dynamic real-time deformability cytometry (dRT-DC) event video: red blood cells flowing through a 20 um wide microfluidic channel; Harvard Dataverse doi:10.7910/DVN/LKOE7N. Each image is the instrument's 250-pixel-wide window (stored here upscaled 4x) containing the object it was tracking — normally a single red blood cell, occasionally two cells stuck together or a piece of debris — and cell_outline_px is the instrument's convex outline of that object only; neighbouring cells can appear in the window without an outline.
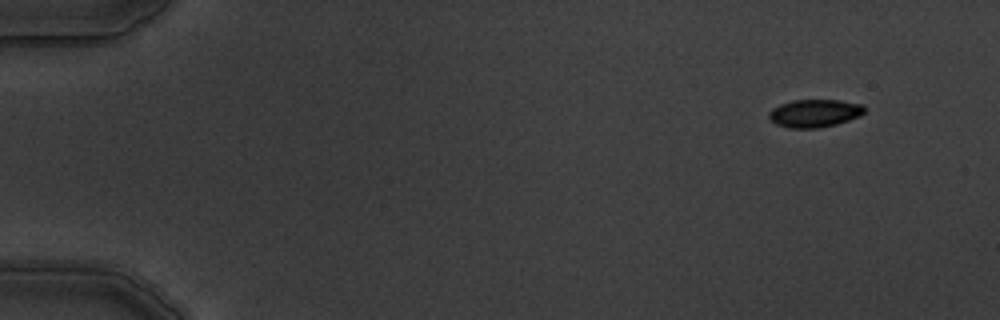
{"species": "common noctule bat (a hibernating species)", "species_latin": "Nyctalus noctula", "temperature_condition": "warm", "stored_images_in_passage": 6, "camera_frame_rate_fps": 3000, "um_per_image_px": 0.085, "animal": {"sex": "male", "body_mass_g": 19.5, "forearm_length_mm": 54.6}, "frame": {"image": 1, "passage_image": 1, "time_ms": 0.0, "image_size_px": [1000, 320], "cell_outline_px": [[864, 112], [860, 116], [836, 124], [816, 128], [788, 128], [776, 124], [768, 116], [768, 112], [772, 108], [780, 104], [792, 100], [840, 100], [860, 104], [864, 108]], "centroid_in_image_um": [69.2, 9.62], "position_along_channel_um": 15.8, "area_um2": 15.43}}
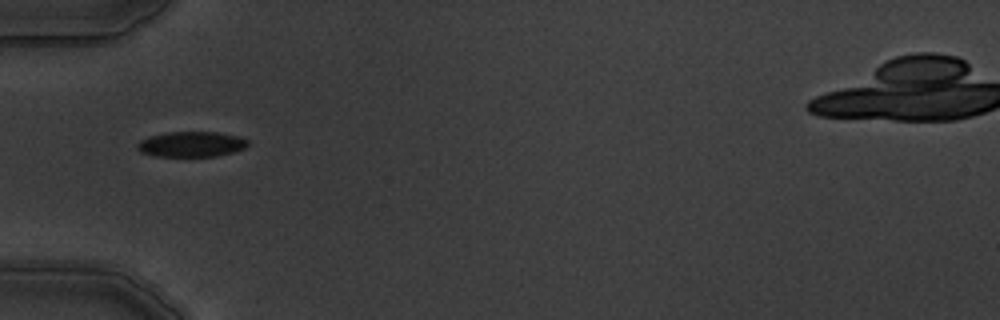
{"frame": {"image": 2, "passage_image": 5, "time_ms": 4.667, "image_size_px": [1000, 320], "cell_outline_px": [[248, 144], [244, 148], [232, 152], [216, 156], [156, 156], [140, 152], [136, 148], [136, 144], [140, 140], [148, 136], [168, 132], [216, 132], [236, 136], [248, 140]], "centroid_in_image_um": [16.21, 12.25], "position_along_channel_um": 68.8, "area_um2": 16.24}}